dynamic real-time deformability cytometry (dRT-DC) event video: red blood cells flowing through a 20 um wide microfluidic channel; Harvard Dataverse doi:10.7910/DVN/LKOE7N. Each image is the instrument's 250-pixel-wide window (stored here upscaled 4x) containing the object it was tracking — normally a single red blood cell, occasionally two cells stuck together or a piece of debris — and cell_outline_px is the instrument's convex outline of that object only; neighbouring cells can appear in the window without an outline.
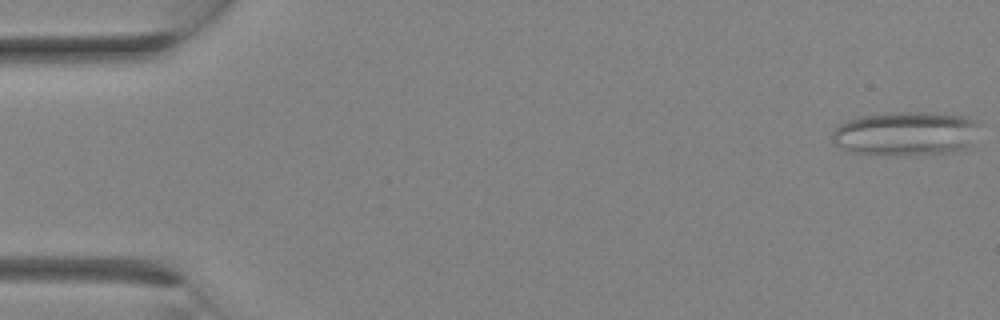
{"species": "Egyptian fruit bat (a non-hibernating species)", "species_latin": "Rousettus aegyptiacus", "temperature_condition": "room temperature", "stored_images_in_passage": 14, "camera_frame_rate_fps": 3000, "um_per_image_px": 0.085, "animal": {"sex": "female"}, "frame": {"image": 1, "passage_image": 1, "time_ms": 0.0, "image_size_px": [1000, 320], "cell_outline_px": [[980, 124], [972, 144], [956, 152], [912, 156], [888, 156], [848, 152], [832, 144], [832, 132], [840, 124], [848, 120], [860, 116], [884, 112], [936, 112], [964, 116], [980, 120]], "centroid_in_image_um": [77.0, 11.37], "position_along_channel_um": 8.0, "area_um2": 39.25}}
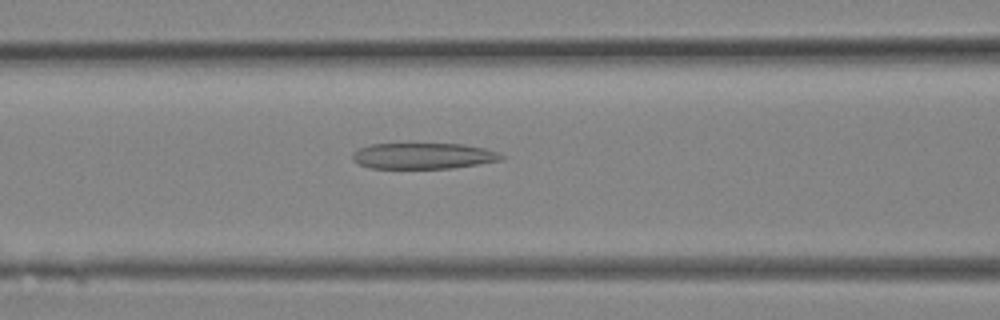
{"frame": {"image": 2, "passage_image": 12, "time_ms": 3.667, "image_size_px": [1000, 320], "cell_outline_px": [[508, 156], [500, 160], [452, 168], [368, 168], [352, 160], [352, 152], [360, 148], [372, 144], [464, 144], [484, 148]], "centroid_in_image_um": [35.96, 13.25], "position_along_channel_um": 130.6, "area_um2": 22.43}}
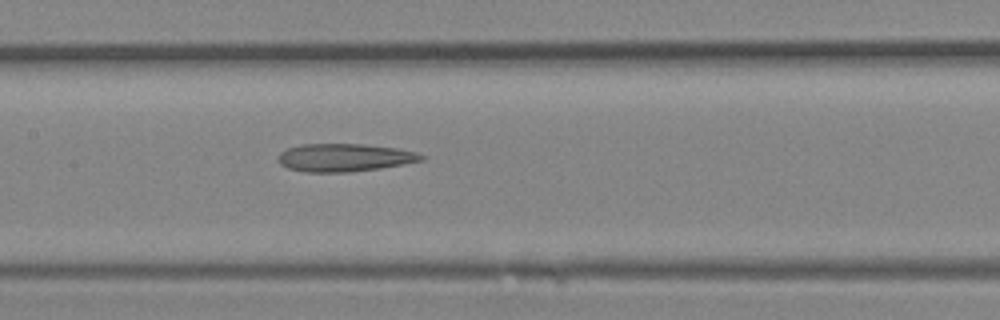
{"frame": {"image": 3, "passage_image": 14, "time_ms": 4.333, "image_size_px": [1000, 320], "cell_outline_px": [[428, 156], [424, 160], [380, 168], [348, 172], [304, 172], [288, 168], [280, 164], [280, 152], [288, 148], [300, 144], [360, 144], [396, 148], [416, 152]], "centroid_in_image_um": [29.3, 13.39], "position_along_channel_um": 178.1, "area_um2": 23.18}}